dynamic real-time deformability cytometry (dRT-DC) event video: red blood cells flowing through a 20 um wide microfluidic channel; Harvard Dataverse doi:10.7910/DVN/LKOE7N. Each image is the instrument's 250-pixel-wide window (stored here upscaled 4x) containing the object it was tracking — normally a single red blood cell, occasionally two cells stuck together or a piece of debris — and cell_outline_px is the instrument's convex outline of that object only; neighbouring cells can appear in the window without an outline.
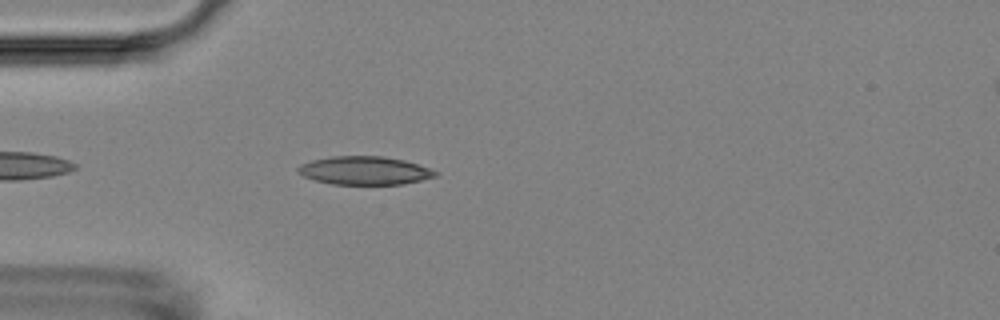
{"species": "Egyptian fruit bat (a non-hibernating species)", "species_latin": "Rousettus aegyptiacus", "temperature_condition": "room temperature", "stored_images_in_passage": 27, "camera_frame_rate_fps": 3000, "um_per_image_px": 0.085, "animal": {"sex": "female"}, "frame": {"image": 1, "passage_image": 3, "time_ms": 0.667, "image_size_px": [1000, 320], "cell_outline_px": [[440, 172], [436, 176], [404, 184], [332, 184], [316, 180], [304, 176], [296, 172], [296, 168], [300, 164], [312, 160], [332, 156], [384, 156], [404, 160]], "centroid_in_image_um": [30.97, 14.49], "position_along_channel_um": 54.0, "area_um2": 22.6}}
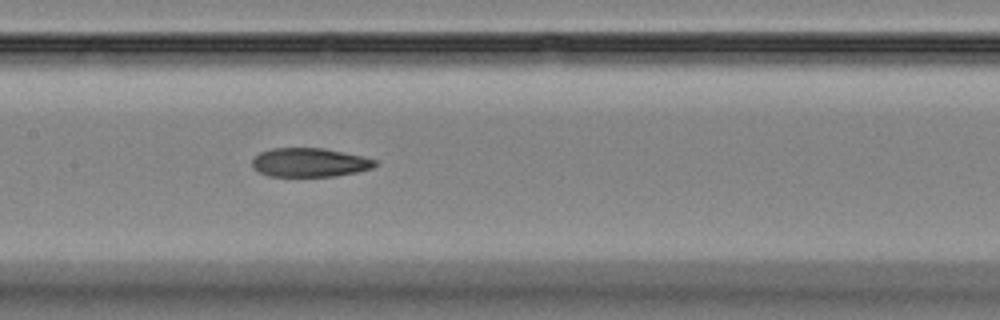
{"frame": {"image": 2, "passage_image": 14, "time_ms": 4.333, "image_size_px": [1000, 320], "cell_outline_px": [[376, 164], [372, 168], [356, 172], [336, 176], [268, 176], [260, 172], [252, 164], [252, 160], [260, 152], [272, 148], [324, 148], [360, 156], [376, 160]], "centroid_in_image_um": [26.3, 13.81], "position_along_channel_um": 181.1, "area_um2": 20.4}}
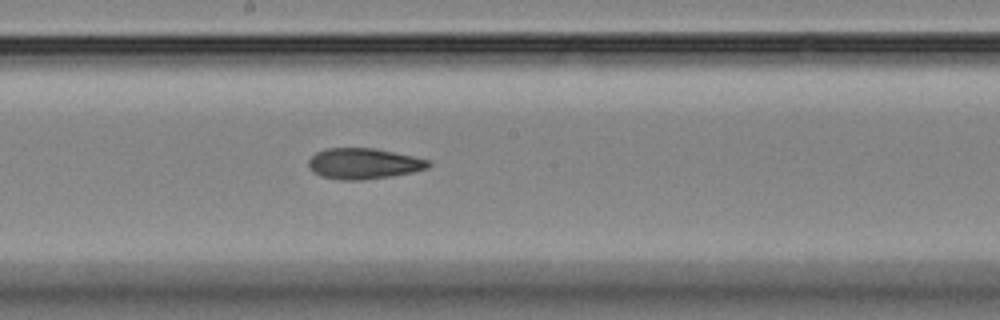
{"frame": {"image": 3, "passage_image": 17, "time_ms": 5.333, "image_size_px": [1000, 320], "cell_outline_px": [[432, 164], [428, 168], [412, 172], [392, 176], [364, 180], [340, 180], [320, 176], [312, 172], [308, 168], [308, 160], [316, 152], [324, 148], [376, 148], [432, 160]], "centroid_in_image_um": [30.91, 13.91], "position_along_channel_um": 217.3, "area_um2": 21.91}}